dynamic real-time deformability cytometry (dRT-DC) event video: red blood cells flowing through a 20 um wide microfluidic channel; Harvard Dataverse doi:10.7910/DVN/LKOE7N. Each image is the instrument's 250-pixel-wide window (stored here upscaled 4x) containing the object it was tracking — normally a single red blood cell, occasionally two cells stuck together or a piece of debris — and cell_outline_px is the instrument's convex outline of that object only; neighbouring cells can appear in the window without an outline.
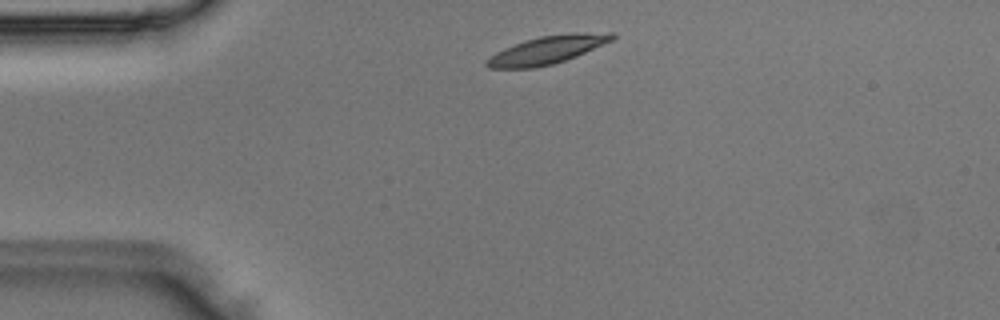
{"species": "Egyptian fruit bat (a non-hibernating species)", "species_latin": "Rousettus aegyptiacus", "temperature_condition": "room temperature", "stored_images_in_passage": 41, "camera_frame_rate_fps": 3000, "um_per_image_px": 0.085, "animal": {"sex": "male"}, "frame": {"image": 1, "passage_image": 3, "time_ms": 0.667, "image_size_px": [1000, 320], "cell_outline_px": [[616, 36], [612, 40], [576, 56], [552, 64], [532, 68], [488, 68], [484, 64], [484, 60], [496, 52], [504, 48], [524, 40], [540, 36], [572, 32], [616, 32]], "centroid_in_image_um": [46.5, 4.22], "position_along_channel_um": 38.5, "area_um2": 20.52}}
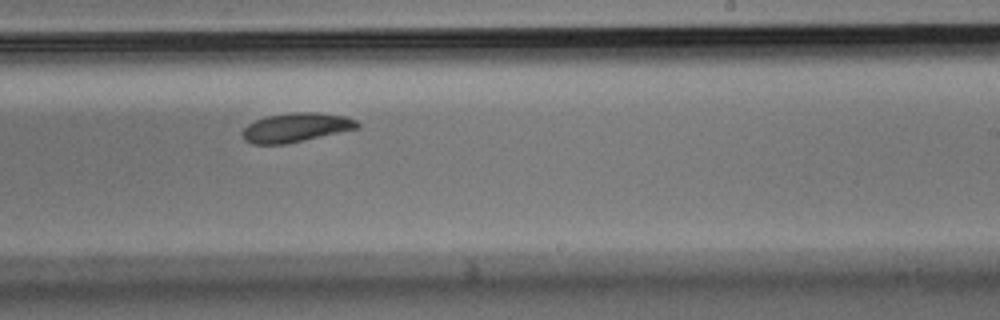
{"frame": {"image": 2, "passage_image": 22, "time_ms": 7.0, "image_size_px": [1000, 320], "cell_outline_px": [[360, 128], [284, 144], [252, 144], [244, 140], [244, 128], [248, 124], [256, 120], [268, 116], [292, 112], [316, 112], [348, 116], [356, 120], [360, 124]], "centroid_in_image_um": [25.21, 10.83], "position_along_channel_um": 263.8, "area_um2": 19.36}}
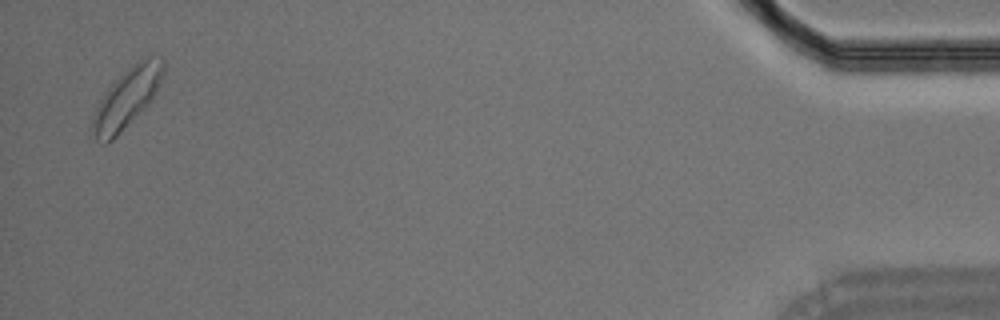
{"frame": {"image": 3, "passage_image": 40, "time_ms": 13.0, "image_size_px": [1000, 320], "cell_outline_px": [[164, 72], [160, 84], [156, 92], [148, 104], [112, 140], [104, 144], [96, 140], [92, 128], [92, 120], [96, 108], [100, 100], [112, 84], [128, 68], [140, 60], [148, 56], [164, 60]], "centroid_in_image_um": [10.79, 8.34], "position_along_channel_um": 424.4, "area_um2": 23.81}}